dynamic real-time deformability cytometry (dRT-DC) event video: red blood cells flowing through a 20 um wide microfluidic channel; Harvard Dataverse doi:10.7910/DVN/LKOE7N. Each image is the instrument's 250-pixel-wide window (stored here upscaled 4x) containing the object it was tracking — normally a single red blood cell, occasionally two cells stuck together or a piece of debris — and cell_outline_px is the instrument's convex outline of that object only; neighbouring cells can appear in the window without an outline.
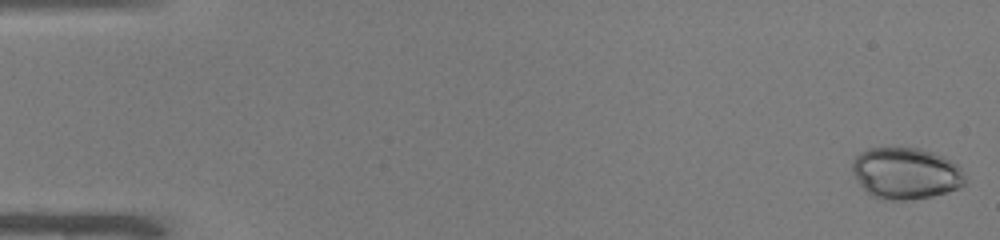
{"species": "common noctule bat (a hibernating species)", "species_latin": "Nyctalus noctula", "temperature_condition": "warm", "stored_images_in_passage": 50, "camera_frame_rate_fps": 3000, "um_per_image_px": 0.085, "animal": {"sex": "male", "body_mass_g": 19.0, "forearm_length_mm": 50.8}, "frame": {"image": 1, "passage_image": 1, "time_ms": 0.0, "image_size_px": [1000, 240], "cell_outline_px": [[968, 184], [960, 188], [932, 196], [908, 200], [884, 200], [872, 196], [860, 184], [852, 172], [852, 160], [860, 152], [868, 148], [920, 148], [932, 152], [956, 164], [960, 168]], "centroid_in_image_um": [76.99, 14.74], "position_along_channel_um": 8.0, "area_um2": 33.87}}
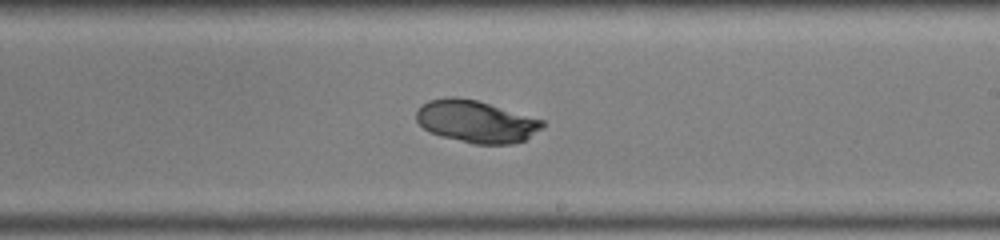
{"frame": {"image": 2, "passage_image": 30, "time_ms": 9.667, "image_size_px": [1000, 240], "cell_outline_px": [[544, 128], [524, 140], [512, 144], [472, 144], [440, 136], [428, 132], [416, 120], [416, 112], [428, 100], [452, 96], [456, 96], [476, 100], [544, 120]], "centroid_in_image_um": [40.47, 10.34], "position_along_channel_um": 248.5, "area_um2": 31.04}}
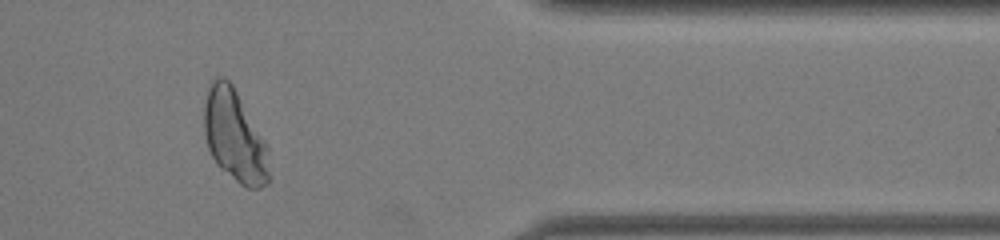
{"frame": {"image": 3, "passage_image": 42, "time_ms": 13.667, "image_size_px": [1000, 240], "cell_outline_px": [[272, 180], [268, 184], [260, 188], [248, 188], [240, 184], [220, 168], [216, 164], [208, 148], [204, 136], [204, 104], [208, 84], [216, 76], [224, 76], [232, 84], [268, 144]], "centroid_in_image_um": [19.97, 11.59], "position_along_channel_um": 391.4, "area_um2": 35.72}}